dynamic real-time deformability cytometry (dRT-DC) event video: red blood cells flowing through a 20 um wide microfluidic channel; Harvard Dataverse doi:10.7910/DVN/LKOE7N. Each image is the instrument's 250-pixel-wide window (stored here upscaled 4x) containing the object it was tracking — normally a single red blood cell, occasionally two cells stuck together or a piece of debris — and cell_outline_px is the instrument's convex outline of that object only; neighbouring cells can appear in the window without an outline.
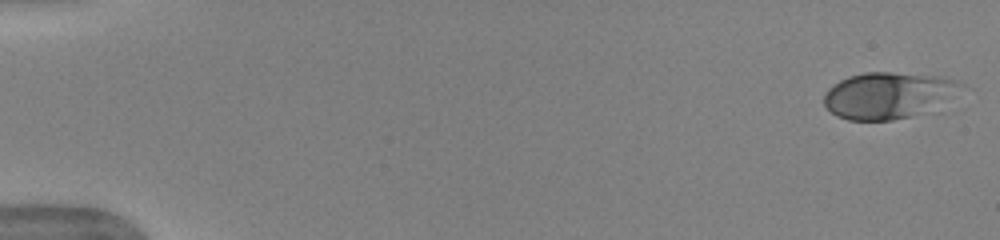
{"species": "human", "species_latin": "Homo sapiens", "temperature_condition": "warm", "stored_images_in_passage": 51, "camera_frame_rate_fps": 3000, "um_per_image_px": 0.085, "donor": {"sex": "female"}, "frame": {"image": 1, "passage_image": 1, "time_ms": 0.0, "image_size_px": [1000, 240], "cell_outline_px": [[964, 84], [916, 112], [908, 116], [892, 120], [848, 120], [836, 116], [824, 104], [824, 96], [828, 88], [840, 80], [848, 76], [864, 72], [892, 72], [944, 76]], "centroid_in_image_um": [75.27, 8.06], "position_along_channel_um": 9.7, "area_um2": 35.2}}
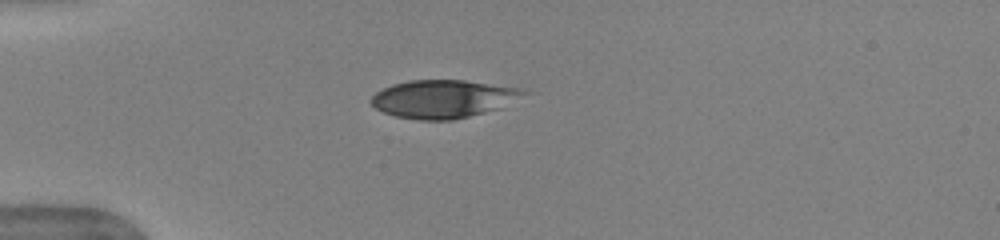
{"frame": {"image": 2, "passage_image": 14, "time_ms": 4.333, "image_size_px": [1000, 240], "cell_outline_px": [[532, 92], [504, 108], [452, 120], [420, 120], [396, 116], [384, 112], [376, 108], [368, 100], [376, 92], [392, 84], [408, 80], [464, 80], [520, 88]], "centroid_in_image_um": [37.73, 8.4], "position_along_channel_um": 47.3, "area_um2": 34.16}}
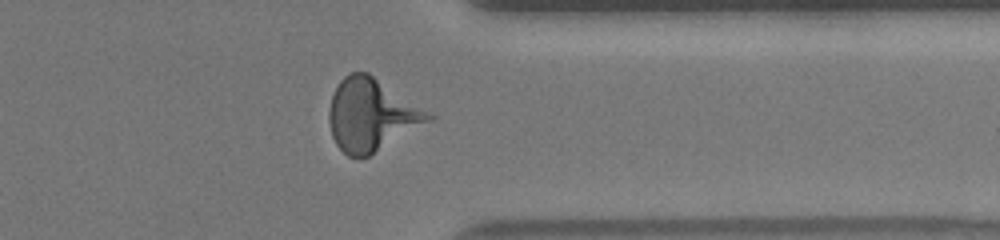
{"frame": {"image": 3, "passage_image": 41, "time_ms": 13.333, "image_size_px": [1000, 240], "cell_outline_px": [[436, 120], [368, 156], [348, 156], [336, 144], [332, 136], [328, 120], [328, 108], [332, 96], [340, 80], [344, 76], [352, 72], [368, 72], [436, 116]], "centroid_in_image_um": [31.6, 9.77], "position_along_channel_um": 379.8, "area_um2": 42.02}}